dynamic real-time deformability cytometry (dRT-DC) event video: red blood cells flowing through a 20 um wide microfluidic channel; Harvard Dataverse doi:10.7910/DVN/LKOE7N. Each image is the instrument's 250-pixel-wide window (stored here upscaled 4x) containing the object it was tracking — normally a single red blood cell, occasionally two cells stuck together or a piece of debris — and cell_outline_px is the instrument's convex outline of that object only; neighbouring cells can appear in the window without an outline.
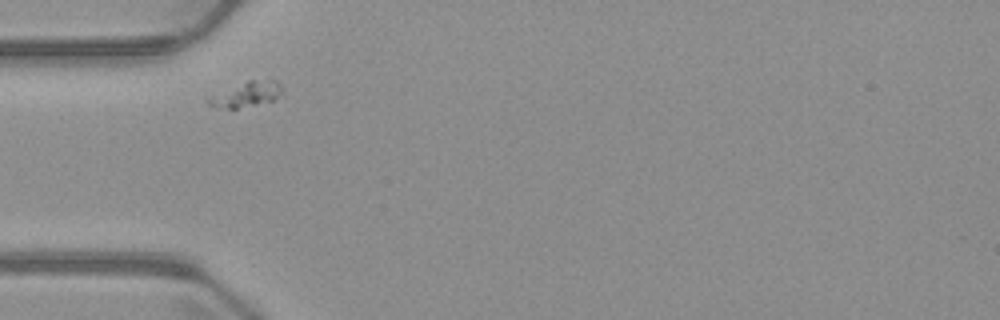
{"species": "common noctule bat (a hibernating species)", "species_latin": "Nyctalus noctula", "temperature_condition": "warm", "stored_images_in_passage": 1, "camera_frame_rate_fps": 3000, "um_per_image_px": 0.085, "animal": {"sex": "male", "body_mass_g": 23.1, "forearm_length_mm": 52.7}, "frame": {"image": 1, "passage_image": 1, "time_ms": 0.0, "image_size_px": [1000, 320], "cell_outline_px": [[284, 96], [272, 100], [236, 108], [220, 108], [208, 104], [204, 100], [248, 80], [276, 80], [280, 84], [284, 92]], "centroid_in_image_um": [21.03, 8.01], "position_along_channel_um": 64.0, "area_um2": 10.46}}